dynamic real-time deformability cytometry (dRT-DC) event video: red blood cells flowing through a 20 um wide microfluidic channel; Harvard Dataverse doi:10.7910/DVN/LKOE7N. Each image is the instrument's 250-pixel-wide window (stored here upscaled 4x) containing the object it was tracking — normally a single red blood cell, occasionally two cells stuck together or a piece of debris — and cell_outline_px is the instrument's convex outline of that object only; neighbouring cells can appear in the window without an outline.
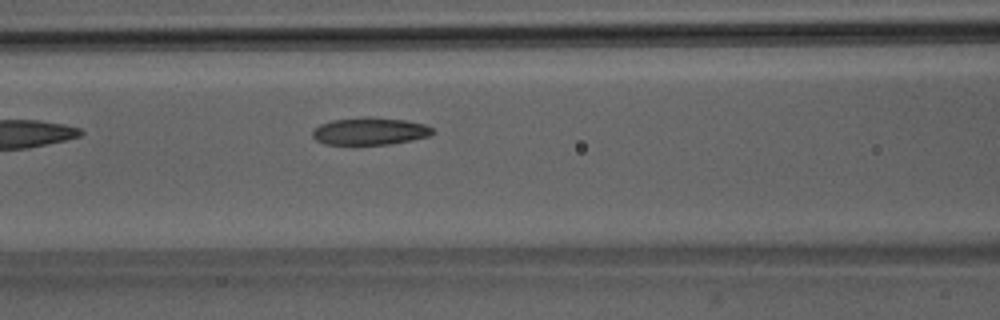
{"species": "Egyptian fruit bat (a non-hibernating species)", "species_latin": "Rousettus aegyptiacus", "temperature_condition": "room temperature", "stored_images_in_passage": 9, "camera_frame_rate_fps": 3000, "um_per_image_px": 0.085, "animal": {"sex": "male"}, "frame": {"image": 1, "passage_image": 9, "time_ms": 9.333, "image_size_px": [1000, 320], "cell_outline_px": [[436, 132], [428, 136], [412, 140], [388, 144], [352, 148], [324, 144], [316, 140], [312, 136], [312, 132], [320, 124], [332, 120], [364, 116], [368, 116], [404, 120], [424, 124], [432, 128]], "centroid_in_image_um": [31.37, 11.2], "position_along_channel_um": 135.2, "area_um2": 20.06}}